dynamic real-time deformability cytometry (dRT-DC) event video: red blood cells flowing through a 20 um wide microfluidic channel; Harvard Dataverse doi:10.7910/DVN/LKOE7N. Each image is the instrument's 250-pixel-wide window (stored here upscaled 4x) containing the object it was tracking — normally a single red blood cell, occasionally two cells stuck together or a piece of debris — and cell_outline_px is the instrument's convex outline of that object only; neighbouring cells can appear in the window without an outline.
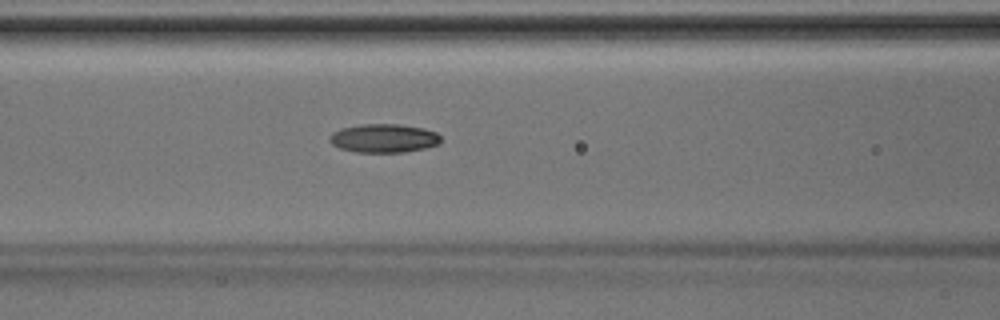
{"species": "Egyptian fruit bat (a non-hibernating species)", "species_latin": "Rousettus aegyptiacus", "temperature_condition": "room temperature", "stored_images_in_passage": 17, "camera_frame_rate_fps": 3000, "um_per_image_px": 0.085, "animal": {"sex": "male"}, "frame": {"image": 1, "passage_image": 7, "time_ms": 2.0, "image_size_px": [1000, 320], "cell_outline_px": [[440, 144], [424, 148], [404, 152], [356, 152], [340, 148], [332, 144], [328, 140], [328, 136], [332, 132], [340, 128], [360, 124], [400, 124], [424, 128], [436, 132], [440, 136]], "centroid_in_image_um": [32.59, 11.74], "position_along_channel_um": 134.0, "area_um2": 18.73}}
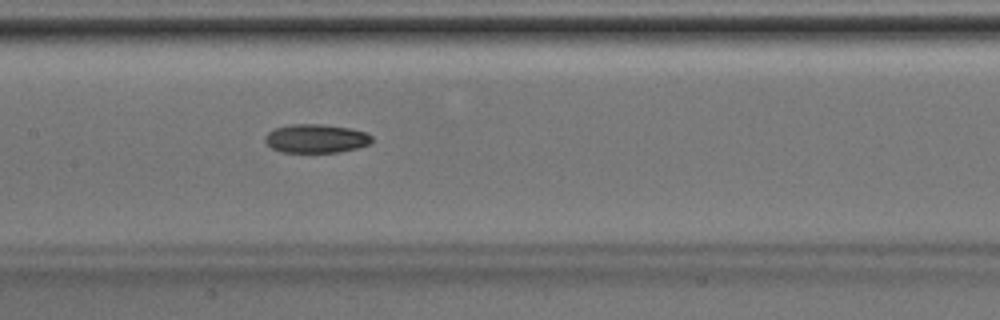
{"frame": {"image": 2, "passage_image": 10, "time_ms": 3.0, "image_size_px": [1000, 320], "cell_outline_px": [[372, 140], [368, 144], [356, 148], [336, 152], [280, 152], [272, 148], [264, 140], [264, 136], [268, 132], [276, 128], [292, 124], [320, 124], [352, 128], [368, 132], [372, 136]], "centroid_in_image_um": [26.86, 11.77], "position_along_channel_um": 180.5, "area_um2": 17.86}}